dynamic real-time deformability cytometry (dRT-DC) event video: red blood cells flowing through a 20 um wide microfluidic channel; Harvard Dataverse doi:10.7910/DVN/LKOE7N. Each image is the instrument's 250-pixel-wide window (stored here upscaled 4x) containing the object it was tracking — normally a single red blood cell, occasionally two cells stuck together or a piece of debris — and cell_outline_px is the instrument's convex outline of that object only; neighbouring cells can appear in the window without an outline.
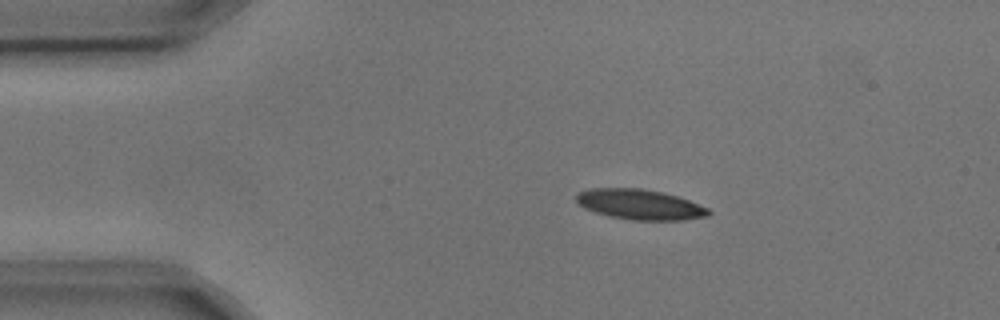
{"species": "common noctule bat (a hibernating species)", "species_latin": "Nyctalus noctula", "temperature_condition": "cold", "stored_images_in_passage": 4, "segment_of_instrument_passage": [2, 2], "camera_frame_rate_fps": 3000, "um_per_image_px": 0.085, "animal": {"sex": "male", "body_mass_g": 17.9, "forearm_length_mm": 54.2}, "frame": {"image": 1, "passage_image": 4, "time_ms": 1.0, "image_size_px": [1000, 320], "cell_outline_px": [[712, 212], [708, 216], [684, 220], [632, 220], [608, 216], [584, 208], [576, 200], [576, 196], [580, 192], [592, 188], [640, 188], [664, 192], [688, 200], [708, 208]], "centroid_in_image_um": [54.41, 17.38], "position_along_channel_um": 30.6, "area_um2": 23.24}}